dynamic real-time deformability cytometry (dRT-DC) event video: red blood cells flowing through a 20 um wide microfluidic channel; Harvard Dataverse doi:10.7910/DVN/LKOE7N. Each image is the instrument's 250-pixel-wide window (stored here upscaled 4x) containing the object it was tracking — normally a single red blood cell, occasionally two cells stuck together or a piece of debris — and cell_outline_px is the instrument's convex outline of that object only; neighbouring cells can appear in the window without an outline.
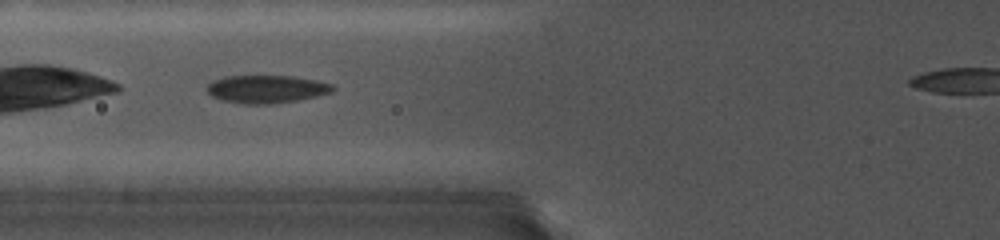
{"species": "common noctule bat (a hibernating species)", "species_latin": "Nyctalus noctula", "temperature_condition": "cold", "stored_images_in_passage": 18, "camera_frame_rate_fps": 5000, "um_per_image_px": 0.085, "animal": {"sex": "female", "body_mass_g": 19.0, "forearm_length_mm": 56.7}, "frame": {"image": 1, "passage_image": 13, "time_ms": 5.0, "image_size_px": [1000, 240], "cell_outline_px": [[336, 88], [332, 92], [316, 96], [296, 100], [268, 104], [244, 104], [224, 100], [212, 96], [204, 88], [212, 80], [224, 76], [292, 76], [316, 80], [332, 84]], "centroid_in_image_um": [22.63, 7.56], "position_along_channel_um": 103.2, "area_um2": 20.4}}